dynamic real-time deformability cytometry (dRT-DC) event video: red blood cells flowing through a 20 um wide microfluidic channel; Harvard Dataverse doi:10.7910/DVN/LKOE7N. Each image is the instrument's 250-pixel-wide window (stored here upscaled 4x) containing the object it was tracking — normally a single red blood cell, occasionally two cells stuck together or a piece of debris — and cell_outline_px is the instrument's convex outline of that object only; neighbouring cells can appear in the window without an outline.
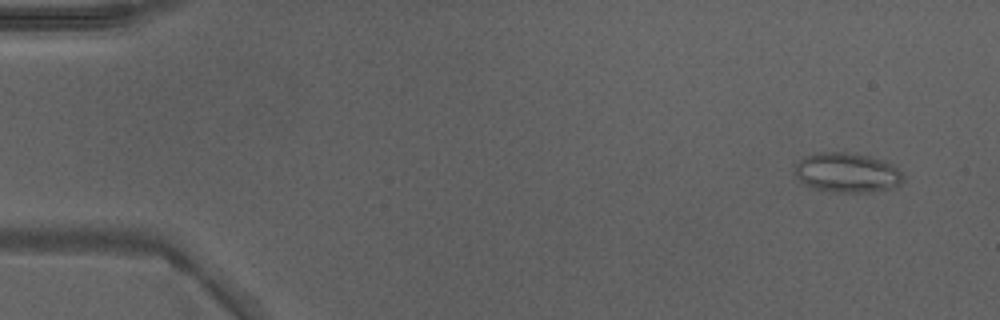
{"species": "Egyptian fruit bat (a non-hibernating species)", "species_latin": "Rousettus aegyptiacus", "temperature_condition": "warm", "stored_images_in_passage": 49, "camera_frame_rate_fps": 3000, "um_per_image_px": 0.085, "animal": {"sex": "male"}, "frame": {"image": 1, "passage_image": 4, "time_ms": 1.0, "image_size_px": [1000, 320], "cell_outline_px": [[904, 180], [900, 184], [892, 188], [868, 192], [832, 192], [816, 188], [804, 184], [796, 176], [792, 168], [800, 160], [808, 156], [820, 152], [844, 152], [868, 156], [892, 164], [904, 176]], "centroid_in_image_um": [71.99, 14.68], "position_along_channel_um": 13.0, "area_um2": 24.85}}
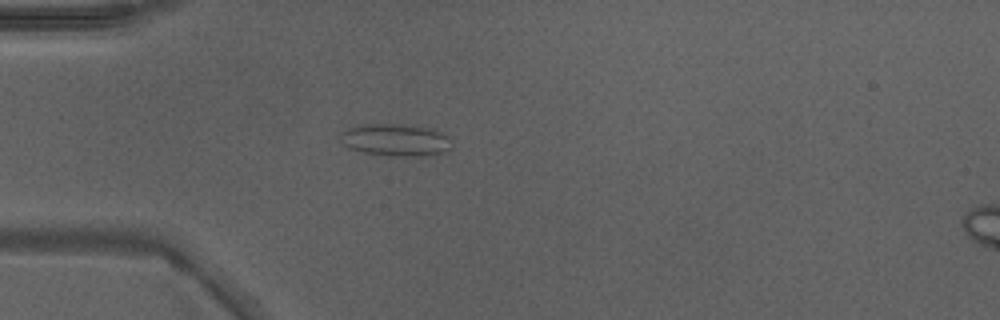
{"frame": {"image": 2, "passage_image": 15, "time_ms": 4.667, "image_size_px": [1000, 320], "cell_outline_px": [[452, 140], [448, 148], [440, 152], [424, 156], [392, 156], [364, 152], [348, 148], [340, 140], [340, 132], [352, 128], [372, 124], [396, 124], [428, 128], [440, 132], [448, 136]], "centroid_in_image_um": [33.6, 11.91], "position_along_channel_um": 51.4, "area_um2": 20.4}}
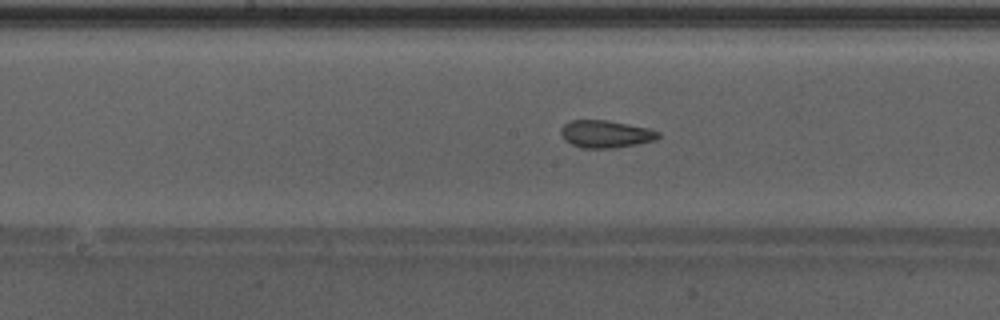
{"frame": {"image": 3, "passage_image": 26, "time_ms": 8.333, "image_size_px": [1000, 320], "cell_outline_px": [[660, 136], [656, 140], [636, 144], [612, 148], [584, 148], [572, 144], [564, 140], [560, 132], [560, 128], [564, 124], [572, 120], [608, 120], [648, 128], [660, 132]], "centroid_in_image_um": [51.47, 11.39], "position_along_channel_um": 196.7, "area_um2": 15.55}, "authors_computed_cell_mechanics": {"area_um2": 16.8776, "velocity_mm_per_s": 4.2946, "shape_relaxation_time_tau1_ms": 4.1769, "shape_relaxation_time_tau2_ms": 1.7078, "deformation_change_tau1": 0.1394, "deformation_change_tau2": 0.0886}}